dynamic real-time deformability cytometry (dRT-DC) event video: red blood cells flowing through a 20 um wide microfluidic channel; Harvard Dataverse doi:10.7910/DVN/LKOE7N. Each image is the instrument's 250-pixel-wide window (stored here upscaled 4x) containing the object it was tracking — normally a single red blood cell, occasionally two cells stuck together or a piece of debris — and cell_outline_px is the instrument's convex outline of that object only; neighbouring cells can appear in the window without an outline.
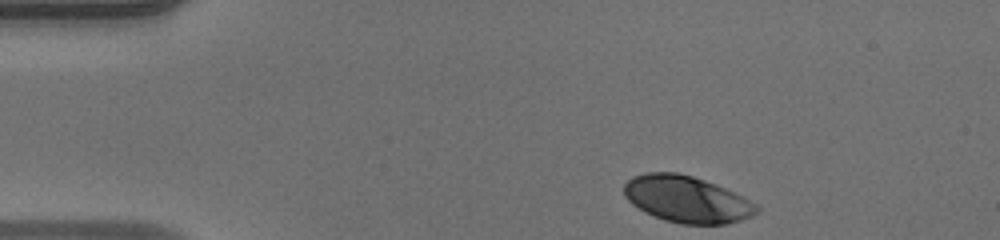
{"species": "human", "species_latin": "Homo sapiens", "temperature_condition": "warm", "stored_images_in_passage": 37, "camera_frame_rate_fps": 3000, "um_per_image_px": 0.085, "donor": {"sex": "male"}, "frame": {"image": 1, "passage_image": 1, "time_ms": 0.0, "image_size_px": [1000, 240], "cell_outline_px": [[760, 212], [752, 216], [740, 220], [724, 224], [680, 224], [664, 220], [644, 212], [632, 204], [624, 196], [624, 184], [632, 176], [648, 172], [676, 172], [692, 176], [716, 184], [756, 204], [760, 208]], "centroid_in_image_um": [58.35, 16.94], "position_along_channel_um": 26.7, "area_um2": 35.95}}
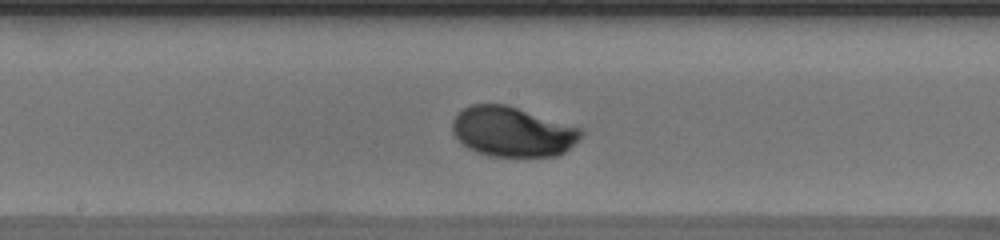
{"frame": {"image": 2, "passage_image": 20, "time_ms": 6.333, "image_size_px": [1000, 240], "cell_outline_px": [[584, 132], [564, 152], [556, 156], [492, 156], [476, 152], [468, 148], [452, 132], [452, 120], [464, 108], [472, 104], [504, 104], [580, 128]], "centroid_in_image_um": [43.52, 11.2], "position_along_channel_um": 204.7, "area_um2": 36.7}}
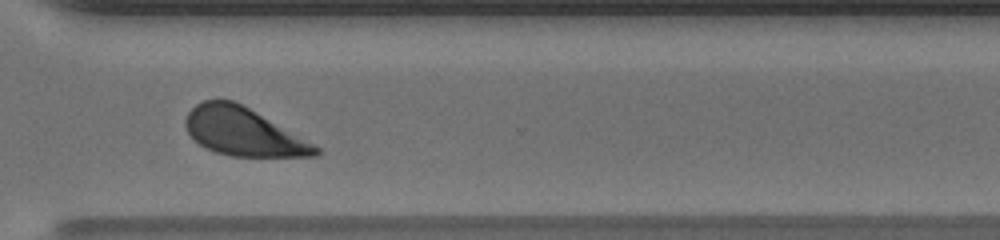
{"frame": {"image": 3, "passage_image": 31, "time_ms": 10.0, "image_size_px": [1000, 240], "cell_outline_px": [[320, 152], [316, 156], [232, 156], [216, 152], [200, 144], [188, 132], [184, 124], [184, 120], [188, 112], [196, 104], [204, 100], [232, 100], [248, 108], [320, 148]], "centroid_in_image_um": [20.62, 11.2], "position_along_channel_um": 350.0, "area_um2": 35.37}, "authors_computed_cell_mechanics": {"area_um2": 36.8764, "velocity_mm_per_s": 3.9641, "shape_relaxation_time_tau1_ms": 2.4899, "shape_relaxation_time_tau2_ms": null, "deformation_change_tau1": 0.1629, "deformation_change_tau2": null}}